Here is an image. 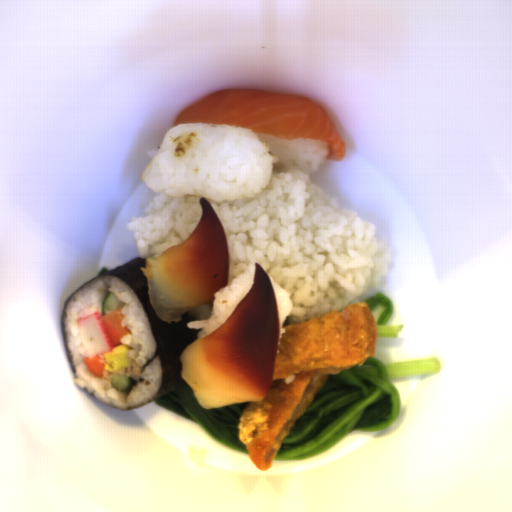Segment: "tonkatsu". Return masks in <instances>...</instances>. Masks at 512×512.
<instances>
[{"label": "tonkatsu", "mask_w": 512, "mask_h": 512, "mask_svg": "<svg viewBox=\"0 0 512 512\" xmlns=\"http://www.w3.org/2000/svg\"><path fill=\"white\" fill-rule=\"evenodd\" d=\"M283 328L268 394L248 402L237 426L238 440L259 470L272 467L328 376L364 364L375 355L379 340L365 301Z\"/></svg>", "instance_id": "1"}]
</instances>
